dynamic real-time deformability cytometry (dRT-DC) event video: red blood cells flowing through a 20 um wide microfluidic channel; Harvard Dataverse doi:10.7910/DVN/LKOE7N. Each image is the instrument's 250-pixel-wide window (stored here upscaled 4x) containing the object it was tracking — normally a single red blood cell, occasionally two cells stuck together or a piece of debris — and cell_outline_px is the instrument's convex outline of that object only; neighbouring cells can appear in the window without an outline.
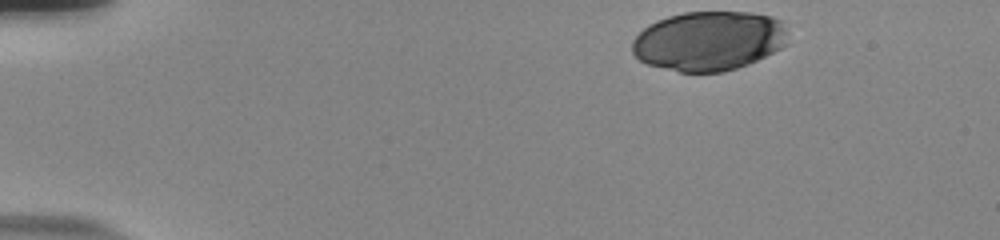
{"species": "human", "species_latin": "Homo sapiens", "temperature_condition": "room temperature", "stored_images_in_passage": 39, "camera_frame_rate_fps": 3000, "um_per_image_px": 0.085, "donor": {"sex": "male"}, "frame": {"image": 1, "passage_image": 1, "time_ms": 0.0, "image_size_px": [1000, 240], "cell_outline_px": [[784, 44], [780, 48], [748, 64], [724, 72], [680, 72], [648, 64], [640, 60], [632, 52], [632, 40], [648, 24], [656, 20], [668, 16], [684, 12], [752, 12], [772, 16], [780, 20], [784, 28]], "centroid_in_image_um": [60.2, 3.47], "position_along_channel_um": 24.8, "area_um2": 53.7}}
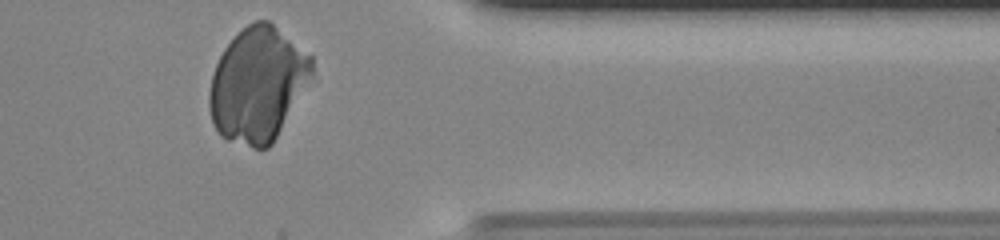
{"frame": {"image": 2, "passage_image": 39, "time_ms": 12.667, "image_size_px": [1000, 240], "cell_outline_px": [[312, 76], [272, 144], [268, 148], [252, 148], [228, 140], [220, 136], [212, 120], [208, 104], [208, 92], [212, 72], [224, 48], [248, 24], [256, 20], [268, 20], [312, 56]], "centroid_in_image_um": [21.88, 7.19], "position_along_channel_um": 389.5, "area_um2": 67.8}}